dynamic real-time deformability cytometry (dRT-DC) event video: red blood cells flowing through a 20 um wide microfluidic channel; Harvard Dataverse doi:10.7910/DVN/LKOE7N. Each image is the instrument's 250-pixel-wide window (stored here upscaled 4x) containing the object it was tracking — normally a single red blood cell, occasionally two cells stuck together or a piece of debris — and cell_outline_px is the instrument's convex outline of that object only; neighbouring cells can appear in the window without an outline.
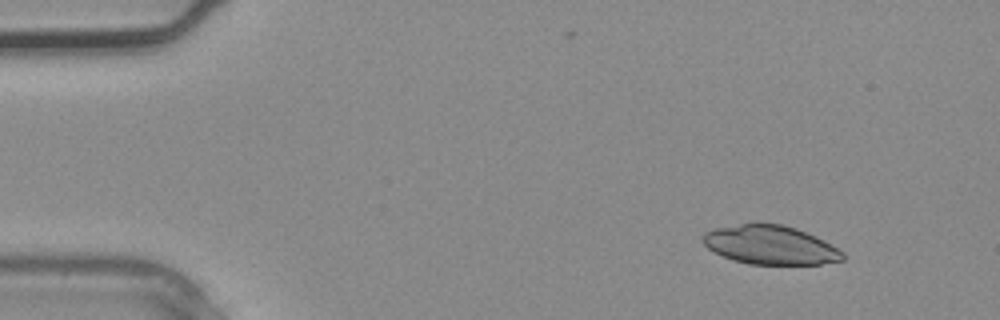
{"species": "common noctule bat (a hibernating species)", "species_latin": "Nyctalus noctula", "temperature_condition": "warm", "stored_images_in_passage": 3, "camera_frame_rate_fps": 3000, "um_per_image_px": 0.085, "animal": {"sex": "male", "body_mass_g": 20.4}, "frame": {"image": 1, "passage_image": 1, "time_ms": 0.0, "image_size_px": [1000, 320], "cell_outline_px": [[844, 260], [820, 264], [748, 264], [732, 260], [708, 248], [700, 240], [700, 236], [704, 232], [716, 228], [752, 220], [756, 220], [780, 224], [796, 228], [816, 236], [824, 240], [844, 252]], "centroid_in_image_um": [65.43, 20.78], "position_along_channel_um": 19.6, "area_um2": 32.43}}